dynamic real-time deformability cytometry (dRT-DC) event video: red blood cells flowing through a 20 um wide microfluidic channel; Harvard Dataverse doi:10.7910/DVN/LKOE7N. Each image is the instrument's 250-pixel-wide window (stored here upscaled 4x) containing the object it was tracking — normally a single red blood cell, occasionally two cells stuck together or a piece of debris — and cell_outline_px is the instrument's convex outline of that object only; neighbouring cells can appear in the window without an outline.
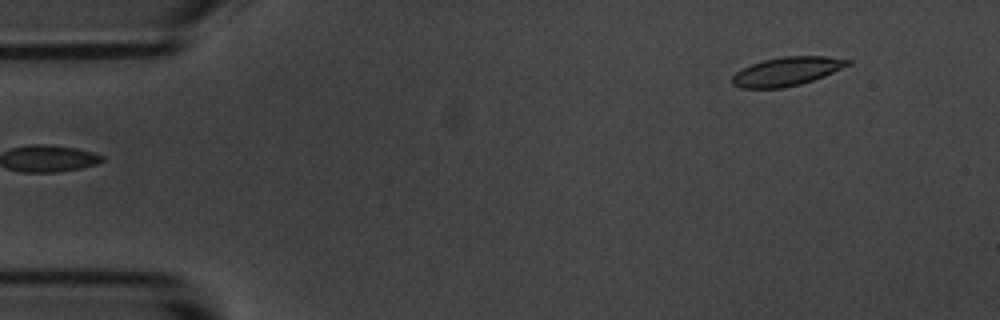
{"species": "common noctule bat (a hibernating species)", "species_latin": "Nyctalus noctula", "temperature_condition": "room temperature", "stored_images_in_passage": 3, "segment_of_instrument_passage": [2, 2], "camera_frame_rate_fps": 3000, "um_per_image_px": 0.085, "animal": {"sex": "male", "body_mass_g": 20.1, "forearm_length_mm": 53.5}, "frame": {"image": 1, "passage_image": 3, "time_ms": 2.333, "image_size_px": [1000, 320], "cell_outline_px": [[852, 64], [824, 76], [800, 84], [784, 88], [740, 88], [732, 84], [732, 76], [736, 72], [752, 64], [764, 60], [784, 56], [828, 56], [852, 60]], "centroid_in_image_um": [66.91, 6.07], "position_along_channel_um": 18.1, "area_um2": 19.31}}